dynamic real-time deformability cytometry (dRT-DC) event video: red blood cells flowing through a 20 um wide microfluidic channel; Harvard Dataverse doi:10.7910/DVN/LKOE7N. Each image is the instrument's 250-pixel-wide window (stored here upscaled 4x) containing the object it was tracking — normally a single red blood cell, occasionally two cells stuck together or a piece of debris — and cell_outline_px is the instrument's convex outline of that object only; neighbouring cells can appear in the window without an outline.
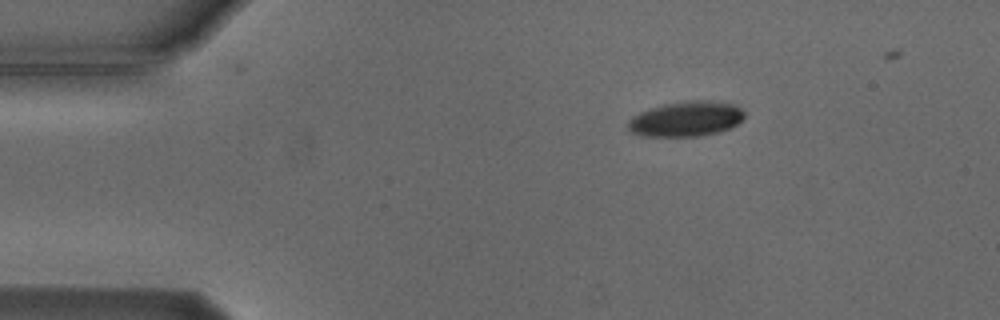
{"species": "Egyptian fruit bat (a non-hibernating species)", "species_latin": "Rousettus aegyptiacus", "temperature_condition": "cold", "stored_images_in_passage": 3, "camera_frame_rate_fps": 3000, "um_per_image_px": 0.085, "animal": {"sex": "male"}, "frame": {"image": 1, "passage_image": 1, "time_ms": 0.0, "image_size_px": [1000, 320], "cell_outline_px": [[744, 116], [736, 124], [728, 128], [716, 132], [700, 136], [640, 136], [632, 132], [628, 128], [628, 120], [632, 116], [640, 112], [664, 104], [688, 100], [704, 100], [732, 104], [740, 108], [744, 112]], "centroid_in_image_um": [58.27, 10.11], "position_along_channel_um": 26.7, "area_um2": 23.52}}